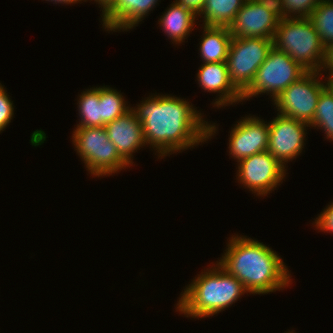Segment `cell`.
<instances>
[{
    "label": "cell",
    "mask_w": 333,
    "mask_h": 333,
    "mask_svg": "<svg viewBox=\"0 0 333 333\" xmlns=\"http://www.w3.org/2000/svg\"><path fill=\"white\" fill-rule=\"evenodd\" d=\"M104 128L119 155L131 165L132 154L146 144L142 123L136 118L134 111L130 109L122 116L107 123Z\"/></svg>",
    "instance_id": "obj_13"
},
{
    "label": "cell",
    "mask_w": 333,
    "mask_h": 333,
    "mask_svg": "<svg viewBox=\"0 0 333 333\" xmlns=\"http://www.w3.org/2000/svg\"><path fill=\"white\" fill-rule=\"evenodd\" d=\"M328 87L333 91V81L328 80Z\"/></svg>",
    "instance_id": "obj_30"
},
{
    "label": "cell",
    "mask_w": 333,
    "mask_h": 333,
    "mask_svg": "<svg viewBox=\"0 0 333 333\" xmlns=\"http://www.w3.org/2000/svg\"><path fill=\"white\" fill-rule=\"evenodd\" d=\"M276 1L281 18H291V17L297 18V17H308L310 13L318 6L321 0H276Z\"/></svg>",
    "instance_id": "obj_23"
},
{
    "label": "cell",
    "mask_w": 333,
    "mask_h": 333,
    "mask_svg": "<svg viewBox=\"0 0 333 333\" xmlns=\"http://www.w3.org/2000/svg\"><path fill=\"white\" fill-rule=\"evenodd\" d=\"M158 0H116L102 14L103 27L106 31L127 30L139 24Z\"/></svg>",
    "instance_id": "obj_15"
},
{
    "label": "cell",
    "mask_w": 333,
    "mask_h": 333,
    "mask_svg": "<svg viewBox=\"0 0 333 333\" xmlns=\"http://www.w3.org/2000/svg\"><path fill=\"white\" fill-rule=\"evenodd\" d=\"M238 181L258 196H265L282 183L285 167L269 151L254 154L238 162Z\"/></svg>",
    "instance_id": "obj_10"
},
{
    "label": "cell",
    "mask_w": 333,
    "mask_h": 333,
    "mask_svg": "<svg viewBox=\"0 0 333 333\" xmlns=\"http://www.w3.org/2000/svg\"><path fill=\"white\" fill-rule=\"evenodd\" d=\"M272 41L307 71L321 72L325 46L308 17L281 18Z\"/></svg>",
    "instance_id": "obj_4"
},
{
    "label": "cell",
    "mask_w": 333,
    "mask_h": 333,
    "mask_svg": "<svg viewBox=\"0 0 333 333\" xmlns=\"http://www.w3.org/2000/svg\"><path fill=\"white\" fill-rule=\"evenodd\" d=\"M201 88L208 92H218L214 105L227 106L242 102V94L231 83L226 62L204 63L197 73Z\"/></svg>",
    "instance_id": "obj_14"
},
{
    "label": "cell",
    "mask_w": 333,
    "mask_h": 333,
    "mask_svg": "<svg viewBox=\"0 0 333 333\" xmlns=\"http://www.w3.org/2000/svg\"><path fill=\"white\" fill-rule=\"evenodd\" d=\"M46 1H49V0H46ZM51 2H55V3H67V4H71V3H77V2H79V1H83V0H50ZM84 1H87V0H84Z\"/></svg>",
    "instance_id": "obj_29"
},
{
    "label": "cell",
    "mask_w": 333,
    "mask_h": 333,
    "mask_svg": "<svg viewBox=\"0 0 333 333\" xmlns=\"http://www.w3.org/2000/svg\"><path fill=\"white\" fill-rule=\"evenodd\" d=\"M280 19L276 0H246L228 28L232 37L273 39Z\"/></svg>",
    "instance_id": "obj_9"
},
{
    "label": "cell",
    "mask_w": 333,
    "mask_h": 333,
    "mask_svg": "<svg viewBox=\"0 0 333 333\" xmlns=\"http://www.w3.org/2000/svg\"><path fill=\"white\" fill-rule=\"evenodd\" d=\"M315 225L317 229L333 233V202L316 218Z\"/></svg>",
    "instance_id": "obj_25"
},
{
    "label": "cell",
    "mask_w": 333,
    "mask_h": 333,
    "mask_svg": "<svg viewBox=\"0 0 333 333\" xmlns=\"http://www.w3.org/2000/svg\"><path fill=\"white\" fill-rule=\"evenodd\" d=\"M307 72L287 53L272 47L266 60L257 70L249 87L242 93V101L261 93H270L274 101L287 87Z\"/></svg>",
    "instance_id": "obj_6"
},
{
    "label": "cell",
    "mask_w": 333,
    "mask_h": 333,
    "mask_svg": "<svg viewBox=\"0 0 333 333\" xmlns=\"http://www.w3.org/2000/svg\"><path fill=\"white\" fill-rule=\"evenodd\" d=\"M246 0H206L199 16L204 26L229 27Z\"/></svg>",
    "instance_id": "obj_18"
},
{
    "label": "cell",
    "mask_w": 333,
    "mask_h": 333,
    "mask_svg": "<svg viewBox=\"0 0 333 333\" xmlns=\"http://www.w3.org/2000/svg\"><path fill=\"white\" fill-rule=\"evenodd\" d=\"M79 97L78 109L81 121L77 124V127L102 126V110L101 105L99 104L100 87L87 89L86 91H83Z\"/></svg>",
    "instance_id": "obj_19"
},
{
    "label": "cell",
    "mask_w": 333,
    "mask_h": 333,
    "mask_svg": "<svg viewBox=\"0 0 333 333\" xmlns=\"http://www.w3.org/2000/svg\"><path fill=\"white\" fill-rule=\"evenodd\" d=\"M269 124L259 117H245L232 128L229 138L230 154L239 162L241 159L267 151Z\"/></svg>",
    "instance_id": "obj_12"
},
{
    "label": "cell",
    "mask_w": 333,
    "mask_h": 333,
    "mask_svg": "<svg viewBox=\"0 0 333 333\" xmlns=\"http://www.w3.org/2000/svg\"><path fill=\"white\" fill-rule=\"evenodd\" d=\"M96 2H98L99 5H101L102 13L104 14L112 5L116 0H95Z\"/></svg>",
    "instance_id": "obj_28"
},
{
    "label": "cell",
    "mask_w": 333,
    "mask_h": 333,
    "mask_svg": "<svg viewBox=\"0 0 333 333\" xmlns=\"http://www.w3.org/2000/svg\"><path fill=\"white\" fill-rule=\"evenodd\" d=\"M328 69L330 72L328 80H331L333 78V42L329 43L327 46H325V56L324 61L321 67L322 69Z\"/></svg>",
    "instance_id": "obj_26"
},
{
    "label": "cell",
    "mask_w": 333,
    "mask_h": 333,
    "mask_svg": "<svg viewBox=\"0 0 333 333\" xmlns=\"http://www.w3.org/2000/svg\"><path fill=\"white\" fill-rule=\"evenodd\" d=\"M273 47L272 39L232 37L226 60L231 83L242 94Z\"/></svg>",
    "instance_id": "obj_7"
},
{
    "label": "cell",
    "mask_w": 333,
    "mask_h": 333,
    "mask_svg": "<svg viewBox=\"0 0 333 333\" xmlns=\"http://www.w3.org/2000/svg\"><path fill=\"white\" fill-rule=\"evenodd\" d=\"M200 43V56L204 63L226 62L231 32L228 27L204 26Z\"/></svg>",
    "instance_id": "obj_17"
},
{
    "label": "cell",
    "mask_w": 333,
    "mask_h": 333,
    "mask_svg": "<svg viewBox=\"0 0 333 333\" xmlns=\"http://www.w3.org/2000/svg\"><path fill=\"white\" fill-rule=\"evenodd\" d=\"M179 4H182L186 8L191 9L195 14L199 15L206 0H176Z\"/></svg>",
    "instance_id": "obj_27"
},
{
    "label": "cell",
    "mask_w": 333,
    "mask_h": 333,
    "mask_svg": "<svg viewBox=\"0 0 333 333\" xmlns=\"http://www.w3.org/2000/svg\"><path fill=\"white\" fill-rule=\"evenodd\" d=\"M137 106L131 109L142 123L145 143L162 157L207 141L217 131L182 98L156 95Z\"/></svg>",
    "instance_id": "obj_1"
},
{
    "label": "cell",
    "mask_w": 333,
    "mask_h": 333,
    "mask_svg": "<svg viewBox=\"0 0 333 333\" xmlns=\"http://www.w3.org/2000/svg\"><path fill=\"white\" fill-rule=\"evenodd\" d=\"M73 133L75 149L93 176L111 175L129 166L109 140L104 126L77 127Z\"/></svg>",
    "instance_id": "obj_5"
},
{
    "label": "cell",
    "mask_w": 333,
    "mask_h": 333,
    "mask_svg": "<svg viewBox=\"0 0 333 333\" xmlns=\"http://www.w3.org/2000/svg\"><path fill=\"white\" fill-rule=\"evenodd\" d=\"M324 46L333 42V2L321 0L308 16Z\"/></svg>",
    "instance_id": "obj_20"
},
{
    "label": "cell",
    "mask_w": 333,
    "mask_h": 333,
    "mask_svg": "<svg viewBox=\"0 0 333 333\" xmlns=\"http://www.w3.org/2000/svg\"><path fill=\"white\" fill-rule=\"evenodd\" d=\"M217 263L252 294L282 290L291 279L283 260L271 248L245 236H232Z\"/></svg>",
    "instance_id": "obj_2"
},
{
    "label": "cell",
    "mask_w": 333,
    "mask_h": 333,
    "mask_svg": "<svg viewBox=\"0 0 333 333\" xmlns=\"http://www.w3.org/2000/svg\"><path fill=\"white\" fill-rule=\"evenodd\" d=\"M319 73L307 71L276 97L273 102L279 114L308 124L312 121L319 96L328 86V80L319 81Z\"/></svg>",
    "instance_id": "obj_8"
},
{
    "label": "cell",
    "mask_w": 333,
    "mask_h": 333,
    "mask_svg": "<svg viewBox=\"0 0 333 333\" xmlns=\"http://www.w3.org/2000/svg\"><path fill=\"white\" fill-rule=\"evenodd\" d=\"M309 126L323 129L326 138L333 140V91L327 86L320 94L315 114Z\"/></svg>",
    "instance_id": "obj_22"
},
{
    "label": "cell",
    "mask_w": 333,
    "mask_h": 333,
    "mask_svg": "<svg viewBox=\"0 0 333 333\" xmlns=\"http://www.w3.org/2000/svg\"><path fill=\"white\" fill-rule=\"evenodd\" d=\"M13 101L0 83V132L4 131L14 115Z\"/></svg>",
    "instance_id": "obj_24"
},
{
    "label": "cell",
    "mask_w": 333,
    "mask_h": 333,
    "mask_svg": "<svg viewBox=\"0 0 333 333\" xmlns=\"http://www.w3.org/2000/svg\"><path fill=\"white\" fill-rule=\"evenodd\" d=\"M247 292L241 281L216 263L215 267L202 271L184 289L177 311L186 317L206 318L224 311Z\"/></svg>",
    "instance_id": "obj_3"
},
{
    "label": "cell",
    "mask_w": 333,
    "mask_h": 333,
    "mask_svg": "<svg viewBox=\"0 0 333 333\" xmlns=\"http://www.w3.org/2000/svg\"><path fill=\"white\" fill-rule=\"evenodd\" d=\"M308 123L295 120L291 117L277 115L269 122L268 148L272 156L282 165L293 160L303 150L305 130Z\"/></svg>",
    "instance_id": "obj_11"
},
{
    "label": "cell",
    "mask_w": 333,
    "mask_h": 333,
    "mask_svg": "<svg viewBox=\"0 0 333 333\" xmlns=\"http://www.w3.org/2000/svg\"><path fill=\"white\" fill-rule=\"evenodd\" d=\"M196 16L197 14L191 9L174 1L171 7L161 16L159 23L173 43L180 44L192 31Z\"/></svg>",
    "instance_id": "obj_16"
},
{
    "label": "cell",
    "mask_w": 333,
    "mask_h": 333,
    "mask_svg": "<svg viewBox=\"0 0 333 333\" xmlns=\"http://www.w3.org/2000/svg\"><path fill=\"white\" fill-rule=\"evenodd\" d=\"M102 110V126L128 112L131 107L126 106L122 94L109 87H100V100Z\"/></svg>",
    "instance_id": "obj_21"
}]
</instances>
